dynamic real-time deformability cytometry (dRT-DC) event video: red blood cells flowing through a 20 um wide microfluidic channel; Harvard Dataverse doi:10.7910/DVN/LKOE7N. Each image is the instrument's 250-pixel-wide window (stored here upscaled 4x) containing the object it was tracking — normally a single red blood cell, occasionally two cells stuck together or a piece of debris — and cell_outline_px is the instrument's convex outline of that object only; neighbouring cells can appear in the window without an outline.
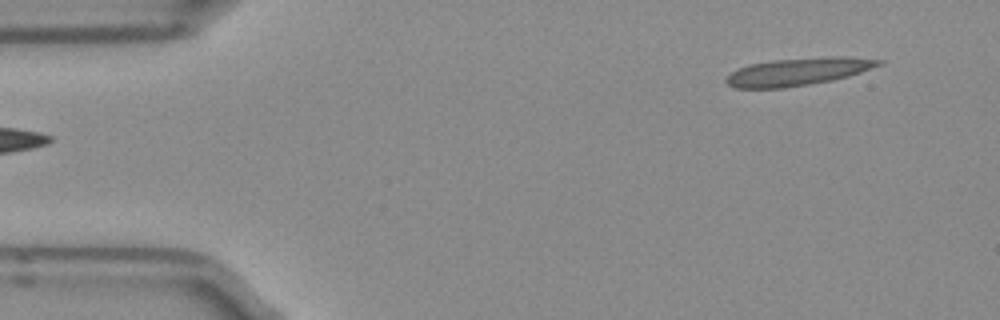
{"species": "Egyptian fruit bat (a non-hibernating species)", "species_latin": "Rousettus aegyptiacus", "temperature_condition": "room temperature", "stored_images_in_passage": 47, "camera_frame_rate_fps": 3000, "um_per_image_px": 0.085, "frame": {"image": 1, "passage_image": 1, "time_ms": 0.0, "image_size_px": [1000, 320], "cell_outline_px": [[884, 64], [848, 76], [832, 80], [784, 88], [736, 88], [728, 84], [724, 80], [732, 72], [740, 68], [752, 64], [772, 60], [828, 56], [848, 56], [884, 60]], "centroid_in_image_um": [67.89, 6.08], "position_along_channel_um": 17.1, "area_um2": 24.45}}
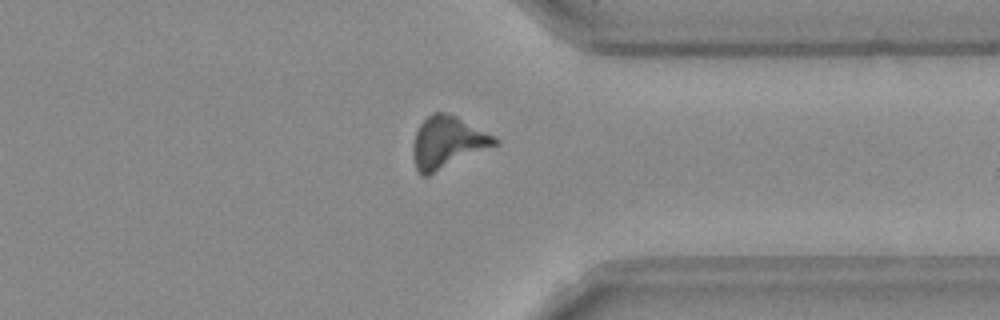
{"frame": {"image": 2, "passage_image": 35, "time_ms": 11.333, "image_size_px": [1000, 320], "cell_outline_px": [[500, 144], [428, 176], [424, 176], [416, 168], [412, 152], [412, 144], [416, 132], [420, 124], [432, 112], [444, 112], [456, 116], [496, 136], [500, 140]], "centroid_in_image_um": [38.07, 12.11], "position_along_channel_um": 373.3, "area_um2": 24.97}}
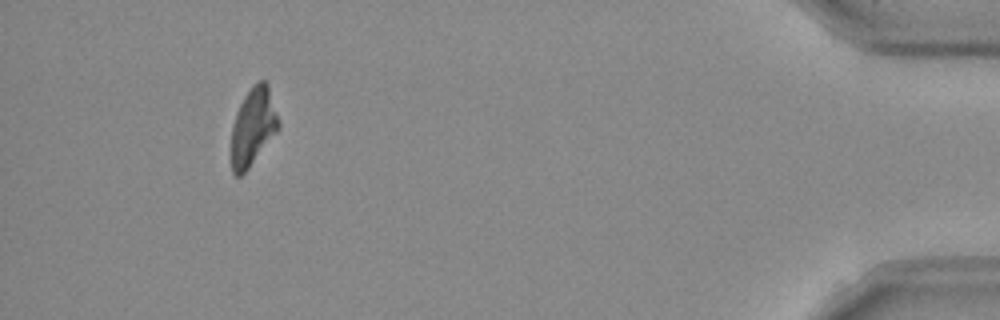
{"frame": {"image": 3, "passage_image": 43, "time_ms": 14.0, "image_size_px": [1000, 320], "cell_outline_px": [[280, 128], [248, 168], [240, 176], [236, 176], [232, 172], [232, 124], [236, 112], [244, 96], [252, 84], [256, 80], [264, 80], [268, 84], [280, 124]], "centroid_in_image_um": [21.51, 10.73], "position_along_channel_um": 413.7, "area_um2": 21.27}, "authors_computed_cell_mechanics": {"area_um2": 23.5246, "velocity_mm_per_s": 3.961, "shape_relaxation_time_tau1_ms": null, "shape_relaxation_time_tau2_ms": 2.7896, "deformation_change_tau1": null, "deformation_change_tau2": 0.1187}}